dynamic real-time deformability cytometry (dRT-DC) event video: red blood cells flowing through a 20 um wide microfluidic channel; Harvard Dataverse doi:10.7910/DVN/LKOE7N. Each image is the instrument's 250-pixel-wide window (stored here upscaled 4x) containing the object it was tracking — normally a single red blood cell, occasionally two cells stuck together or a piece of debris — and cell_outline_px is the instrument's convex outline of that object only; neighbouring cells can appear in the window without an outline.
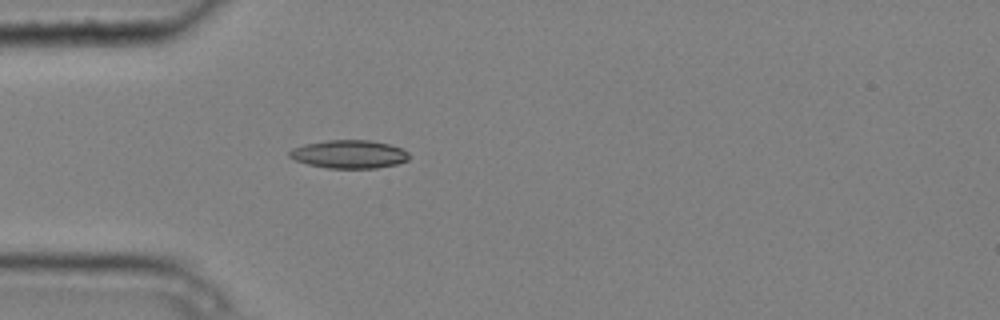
{"species": "common noctule bat (a hibernating species)", "species_latin": "Nyctalus noctula", "temperature_condition": "cold", "stored_images_in_passage": 4, "camera_frame_rate_fps": 3000, "um_per_image_px": 0.085, "animal": {"sex": "male", "body_mass_g": 20.4}, "frame": {"image": 1, "passage_image": 4, "time_ms": 1.0, "image_size_px": [1000, 320], "cell_outline_px": [[408, 160], [396, 164], [376, 168], [328, 168], [308, 164], [296, 160], [288, 156], [288, 152], [292, 148], [304, 144], [328, 140], [368, 140], [388, 144], [400, 148], [408, 152]], "centroid_in_image_um": [29.65, 13.1], "position_along_channel_um": 55.4, "area_um2": 19.54}}